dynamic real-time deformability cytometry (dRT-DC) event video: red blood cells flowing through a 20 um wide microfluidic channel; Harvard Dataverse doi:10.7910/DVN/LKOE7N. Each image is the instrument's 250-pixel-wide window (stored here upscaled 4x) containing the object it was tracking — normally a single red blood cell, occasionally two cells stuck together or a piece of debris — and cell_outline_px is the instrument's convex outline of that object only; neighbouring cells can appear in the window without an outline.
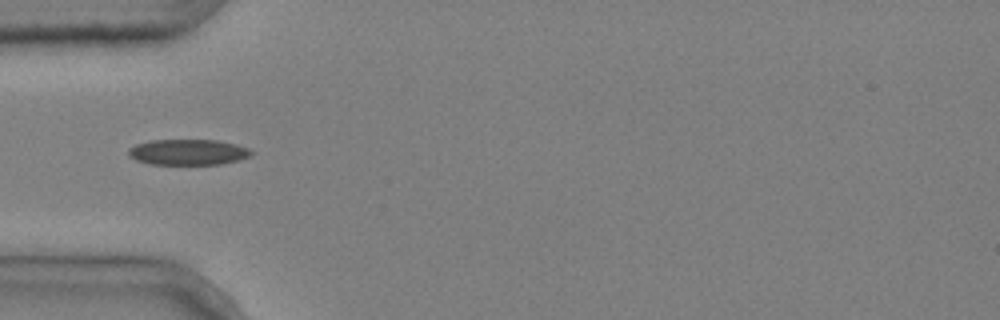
{"species": "common noctule bat (a hibernating species)", "species_latin": "Nyctalus noctula", "temperature_condition": "cold", "stored_images_in_passage": 35, "camera_frame_rate_fps": 3000, "um_per_image_px": 0.085, "animal": {"sex": "male", "body_mass_g": 20.4}, "frame": {"image": 1, "passage_image": 1, "time_ms": 0.0, "image_size_px": [1000, 320], "cell_outline_px": [[256, 152], [252, 156], [240, 160], [224, 164], [148, 164], [136, 160], [128, 156], [128, 148], [136, 144], [152, 140], [216, 140], [236, 144], [248, 148]], "centroid_in_image_um": [16.02, 12.93], "position_along_channel_um": 69.0, "area_um2": 18.67}}
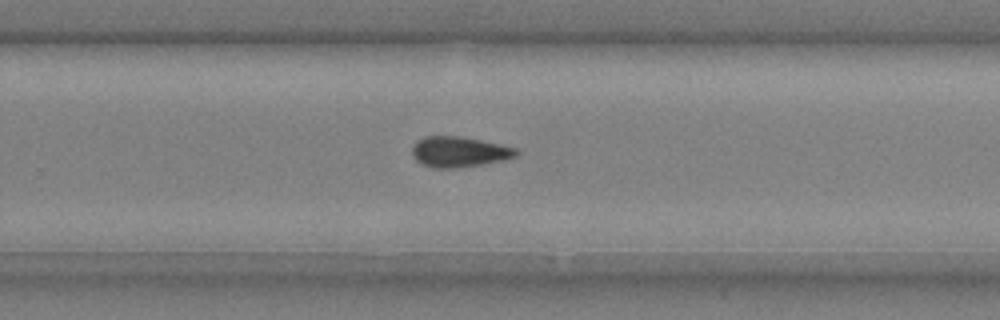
{"frame": {"image": 2, "passage_image": 19, "time_ms": 6.0, "image_size_px": [1000, 320], "cell_outline_px": [[520, 152], [516, 156], [508, 160], [484, 164], [456, 168], [432, 168], [420, 164], [412, 156], [412, 144], [416, 140], [424, 136], [460, 136], [500, 144], [516, 148]], "centroid_in_image_um": [39.01, 12.91], "position_along_channel_um": 290.8, "area_um2": 18.9}}
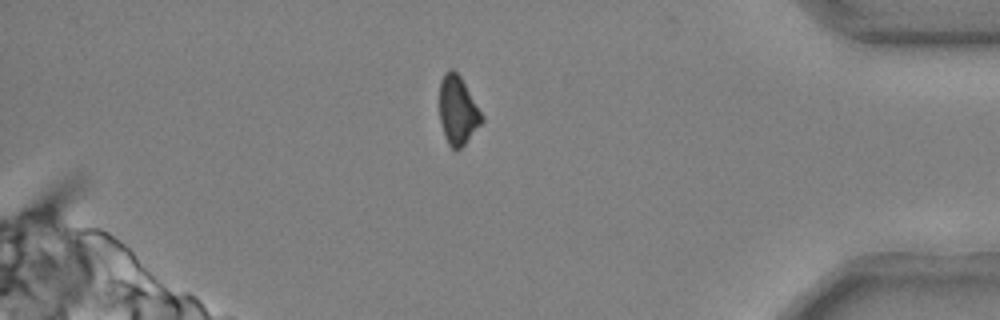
{"frame": {"image": 3, "passage_image": 30, "time_ms": 9.667, "image_size_px": [1000, 320], "cell_outline_px": [[484, 120], [464, 144], [456, 152], [448, 144], [444, 136], [440, 120], [440, 80], [444, 72], [448, 68], [452, 68], [460, 76], [484, 116]], "centroid_in_image_um": [38.9, 9.37], "position_along_channel_um": 396.3, "area_um2": 16.94}, "authors_computed_cell_mechanics": {"area_um2": 18.1492, "velocity_mm_per_s": 3.7013, "shape_relaxation_time_tau1_ms": 7.0391, "shape_relaxation_time_tau2_ms": null, "deformation_change_tau1": 0.1615, "deformation_change_tau2": null}}